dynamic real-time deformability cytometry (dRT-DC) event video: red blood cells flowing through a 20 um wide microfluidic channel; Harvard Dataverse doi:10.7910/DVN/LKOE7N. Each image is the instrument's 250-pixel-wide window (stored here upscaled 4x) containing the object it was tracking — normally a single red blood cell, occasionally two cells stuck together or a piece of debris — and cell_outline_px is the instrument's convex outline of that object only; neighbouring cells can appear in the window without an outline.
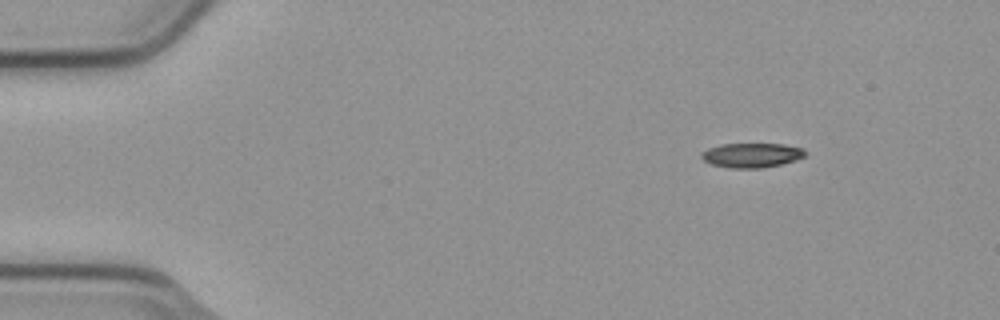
{"species": "common noctule bat (a hibernating species)", "species_latin": "Nyctalus noctula", "temperature_condition": "cold", "stored_images_in_passage": 6, "camera_frame_rate_fps": 3000, "um_per_image_px": 0.085, "animal": {"sex": "male", "body_mass_g": 23.1, "forearm_length_mm": 52.7}, "frame": {"image": 1, "passage_image": 1, "time_ms": 0.0, "image_size_px": [1000, 320], "cell_outline_px": [[808, 152], [804, 156], [796, 160], [780, 164], [760, 168], [732, 168], [712, 164], [704, 160], [700, 156], [708, 148], [720, 144], [784, 144], [804, 148]], "centroid_in_image_um": [63.93, 13.18], "position_along_channel_um": 21.1, "area_um2": 14.74}}
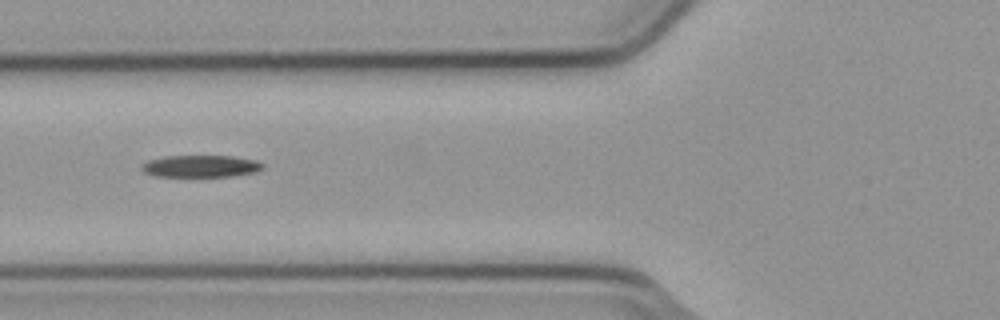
{"frame": {"image": 2, "passage_image": 5, "time_ms": 1.333, "image_size_px": [1000, 320], "cell_outline_px": [[264, 168], [256, 172], [232, 176], [156, 176], [144, 172], [140, 168], [148, 160], [168, 156], [232, 156], [256, 160], [264, 164]], "centroid_in_image_um": [17.1, 14.12], "position_along_channel_um": 108.7, "area_um2": 15.43}}
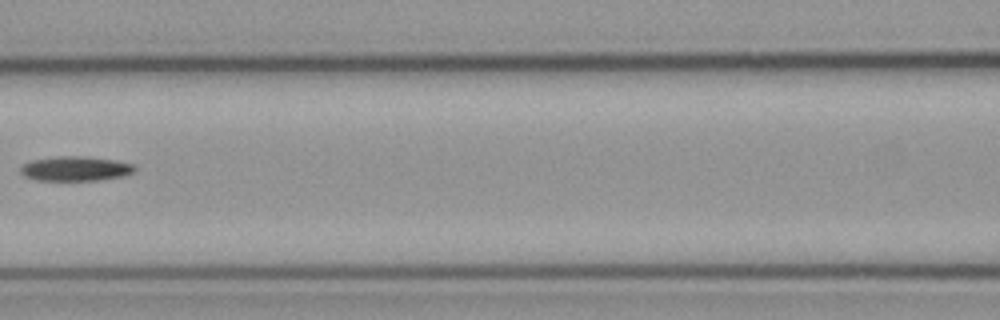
{"frame": {"image": 3, "passage_image": 6, "time_ms": 1.667, "image_size_px": [1000, 320], "cell_outline_px": [[136, 168], [132, 172], [120, 176], [100, 180], [36, 180], [24, 176], [20, 172], [20, 168], [24, 164], [32, 160], [60, 156], [80, 156], [116, 160], [132, 164]], "centroid_in_image_um": [6.38, 14.33], "position_along_channel_um": 160.2, "area_um2": 16.13}}